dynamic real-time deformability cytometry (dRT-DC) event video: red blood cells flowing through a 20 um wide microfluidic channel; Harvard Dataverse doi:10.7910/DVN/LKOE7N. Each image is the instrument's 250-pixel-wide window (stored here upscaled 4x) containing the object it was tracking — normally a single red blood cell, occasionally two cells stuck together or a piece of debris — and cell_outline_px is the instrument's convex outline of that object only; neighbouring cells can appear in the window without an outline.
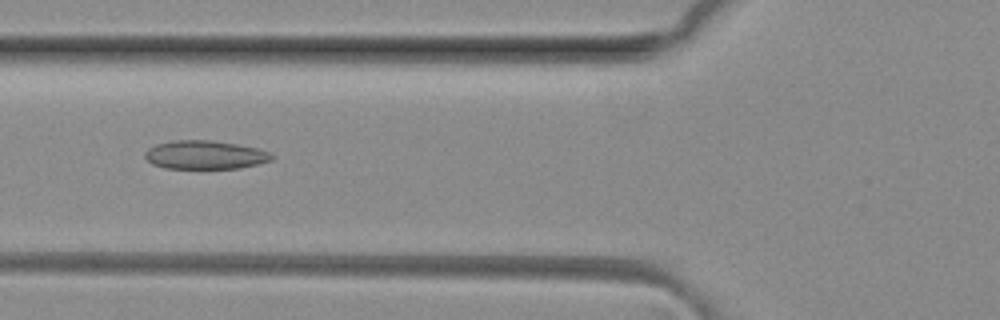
{"species": "common noctule bat (a hibernating species)", "species_latin": "Nyctalus noctula", "temperature_condition": "room temperature", "stored_images_in_passage": 2, "camera_frame_rate_fps": 3000, "um_per_image_px": 0.085, "animal": {"sex": "female", "body_mass_g": 29.2, "forearm_length_mm": 56.3}, "frame": {"image": 1, "passage_image": 2, "time_ms": 0.333, "image_size_px": [1000, 320], "cell_outline_px": [[276, 156], [272, 160], [240, 168], [164, 168], [152, 164], [144, 156], [144, 152], [148, 148], [156, 144], [176, 140], [208, 140], [236, 144], [256, 148], [268, 152]], "centroid_in_image_um": [17.4, 13.16], "position_along_channel_um": 108.4, "area_um2": 20.98}}